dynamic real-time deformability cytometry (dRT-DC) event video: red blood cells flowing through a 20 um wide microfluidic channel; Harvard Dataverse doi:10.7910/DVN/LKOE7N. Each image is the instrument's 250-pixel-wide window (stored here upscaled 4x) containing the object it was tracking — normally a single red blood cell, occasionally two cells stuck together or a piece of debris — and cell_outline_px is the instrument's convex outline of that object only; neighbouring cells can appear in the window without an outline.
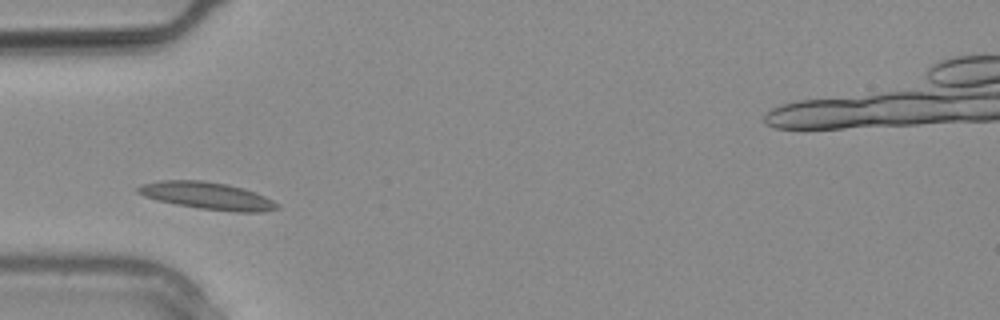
{"species": "common noctule bat (a hibernating species)", "species_latin": "Nyctalus noctula", "temperature_condition": "warm", "stored_images_in_passage": 8, "camera_frame_rate_fps": 3000, "um_per_image_px": 0.085, "animal": {"sex": "male", "body_mass_g": 20.4}, "frame": {"image": 1, "passage_image": 4, "time_ms": 1.0, "image_size_px": [1000, 320], "cell_outline_px": [[280, 208], [264, 212], [236, 212], [200, 208], [176, 204], [156, 200], [144, 196], [136, 192], [136, 188], [140, 184], [160, 180], [204, 180], [228, 184], [244, 188], [256, 192], [272, 200]], "centroid_in_image_um": [17.59, 16.63], "position_along_channel_um": 67.4, "area_um2": 22.2}}
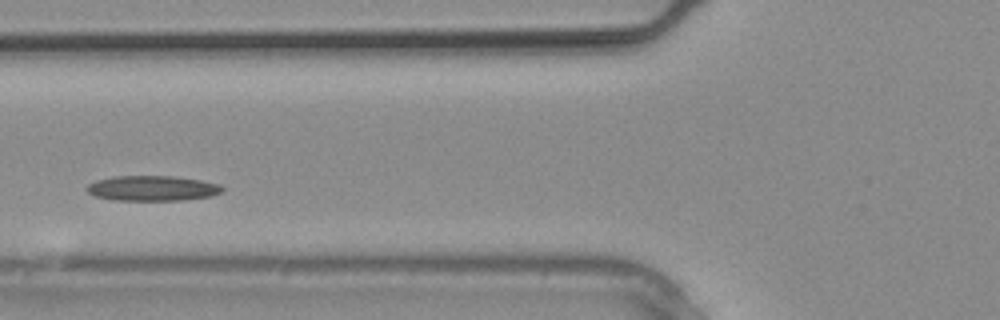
{"frame": {"image": 2, "passage_image": 6, "time_ms": 1.667, "image_size_px": [1000, 320], "cell_outline_px": [[224, 188], [220, 192], [212, 196], [180, 200], [116, 200], [96, 196], [88, 192], [84, 188], [88, 184], [96, 180], [116, 176], [172, 176], [200, 180], [220, 184]], "centroid_in_image_um": [12.94, 16.0], "position_along_channel_um": 112.9, "area_um2": 19.77}}